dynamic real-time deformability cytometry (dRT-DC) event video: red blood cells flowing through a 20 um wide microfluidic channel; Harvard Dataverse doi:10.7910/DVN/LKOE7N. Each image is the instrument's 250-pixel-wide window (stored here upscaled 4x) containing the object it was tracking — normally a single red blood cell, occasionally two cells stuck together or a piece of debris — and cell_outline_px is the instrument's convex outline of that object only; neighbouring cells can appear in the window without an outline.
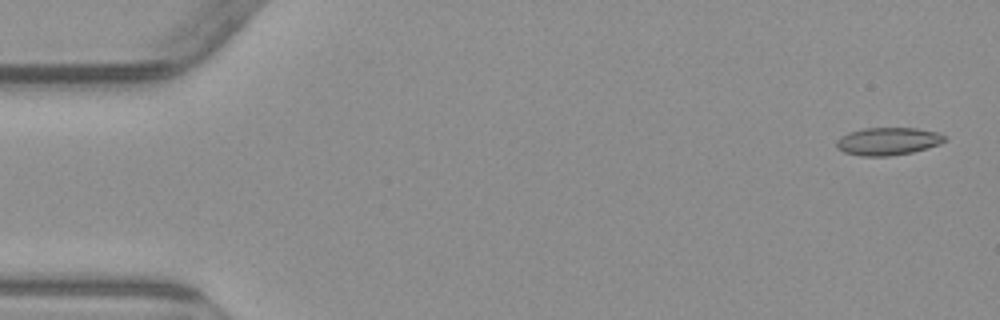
{"species": "common noctule bat (a hibernating species)", "species_latin": "Nyctalus noctula", "temperature_condition": "warm", "stored_images_in_passage": 5, "camera_frame_rate_fps": 3000, "um_per_image_px": 0.085, "animal": {"sex": "male", "body_mass_g": 23.1, "forearm_length_mm": 52.7}, "frame": {"image": 1, "passage_image": 1, "time_ms": 0.0, "image_size_px": [1000, 320], "cell_outline_px": [[948, 140], [940, 144], [928, 148], [912, 152], [888, 156], [860, 156], [844, 152], [836, 148], [836, 140], [840, 136], [848, 132], [864, 128], [916, 128], [936, 132], [944, 136]], "centroid_in_image_um": [75.45, 12.01], "position_along_channel_um": 9.6, "area_um2": 17.57}}
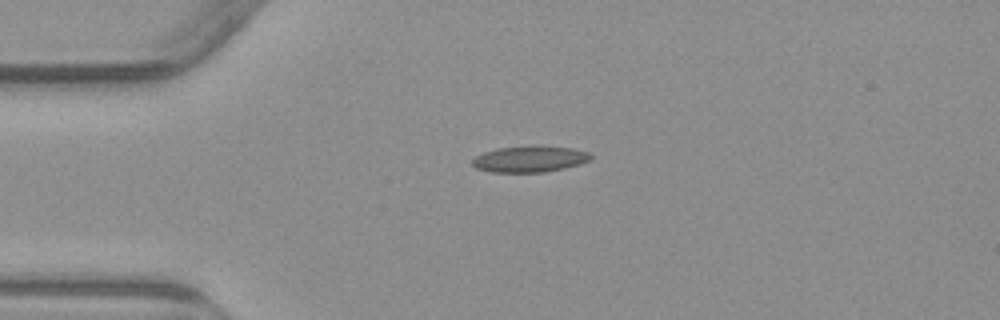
{"frame": {"image": 2, "passage_image": 4, "time_ms": 3.667, "image_size_px": [1000, 320], "cell_outline_px": [[592, 156], [588, 160], [580, 164], [564, 168], [544, 172], [492, 172], [476, 168], [472, 164], [472, 160], [476, 156], [484, 152], [496, 148], [536, 144], [572, 148], [588, 152]], "centroid_in_image_um": [45.02, 13.49], "position_along_channel_um": 40.0, "area_um2": 18.32}}